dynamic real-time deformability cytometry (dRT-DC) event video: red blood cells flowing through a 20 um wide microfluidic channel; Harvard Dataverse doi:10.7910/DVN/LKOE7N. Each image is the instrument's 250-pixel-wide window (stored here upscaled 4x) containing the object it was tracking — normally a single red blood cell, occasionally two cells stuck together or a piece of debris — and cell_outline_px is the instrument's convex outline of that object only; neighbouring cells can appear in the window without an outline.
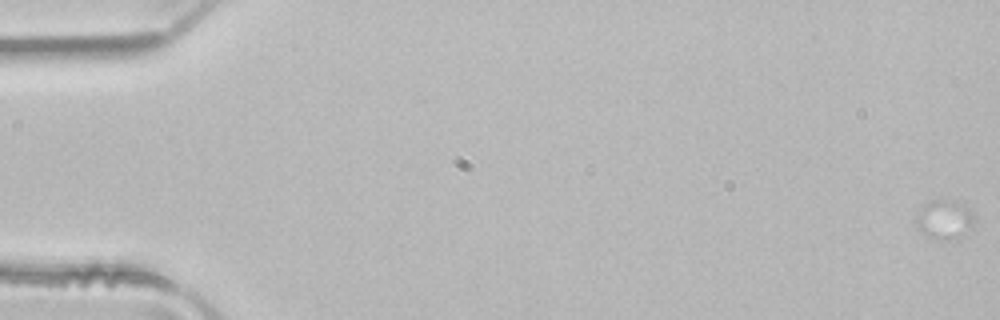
{"species": "common noctule bat (a hibernating species)", "species_latin": "Nyctalus noctula", "temperature_condition": "room temperature", "stored_images_in_passage": 2, "camera_frame_rate_fps": 3000, "um_per_image_px": 0.085, "animal": {"sex": "male", "body_mass_g": 21.5, "forearm_length_mm": 52.0}, "frame": {"image": 1, "passage_image": 1, "time_ms": 0.0, "image_size_px": [1000, 320], "cell_outline_px": [[972, 228], [968, 236], [928, 236], [920, 232], [916, 224], [916, 220], [920, 208], [924, 204], [932, 200], [952, 200], [964, 204], [972, 212]], "centroid_in_image_um": [80.29, 18.6], "position_along_channel_um": 4.7, "area_um2": 12.77}}